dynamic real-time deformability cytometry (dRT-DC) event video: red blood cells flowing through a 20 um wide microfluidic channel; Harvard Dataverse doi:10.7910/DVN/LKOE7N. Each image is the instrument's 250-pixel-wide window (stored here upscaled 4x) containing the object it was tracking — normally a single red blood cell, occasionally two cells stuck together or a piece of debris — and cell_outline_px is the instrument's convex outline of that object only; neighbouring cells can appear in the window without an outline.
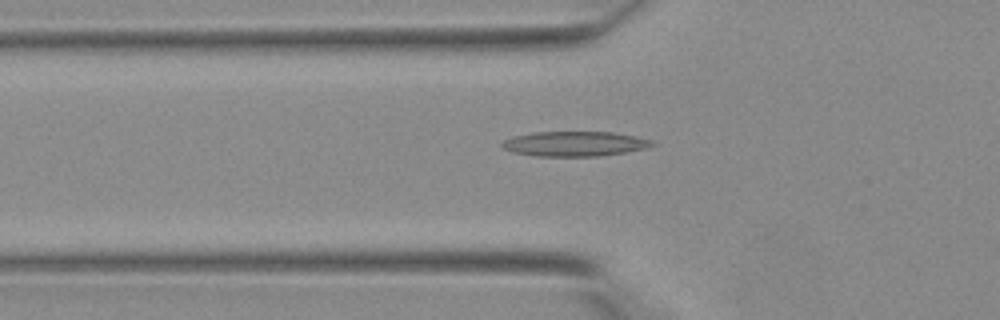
{"species": "Egyptian fruit bat (a non-hibernating species)", "species_latin": "Rousettus aegyptiacus", "temperature_condition": "warm", "stored_images_in_passage": 37, "camera_frame_rate_fps": 3000, "um_per_image_px": 0.085, "animal": {"sex": "female"}, "frame": {"image": 1, "passage_image": 10, "time_ms": 3.0, "image_size_px": [1000, 320], "cell_outline_px": [[656, 144], [648, 148], [600, 156], [536, 156], [512, 152], [504, 148], [500, 144], [504, 140], [516, 136], [536, 132], [612, 132], [652, 140]], "centroid_in_image_um": [48.86, 12.23], "position_along_channel_um": 76.9, "area_um2": 21.56}}
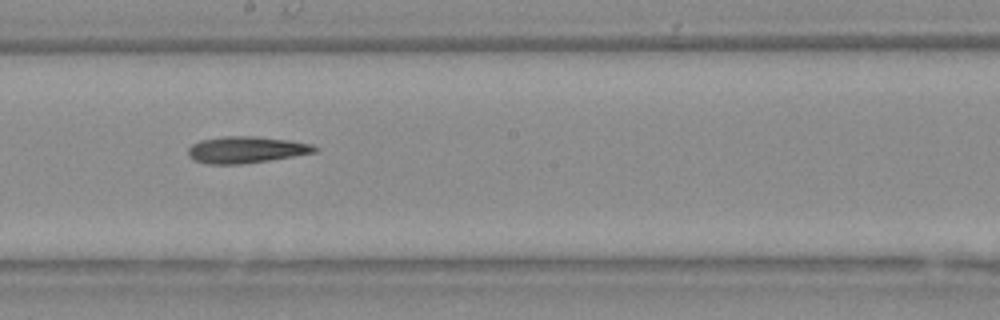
{"frame": {"image": 2, "passage_image": 19, "time_ms": 6.0, "image_size_px": [1000, 320], "cell_outline_px": [[316, 152], [268, 160], [240, 164], [204, 164], [192, 160], [188, 156], [188, 148], [192, 144], [200, 140], [224, 136], [252, 136], [288, 140], [312, 144], [316, 148]], "centroid_in_image_um": [20.84, 12.73], "position_along_channel_um": 227.4, "area_um2": 19.54}}
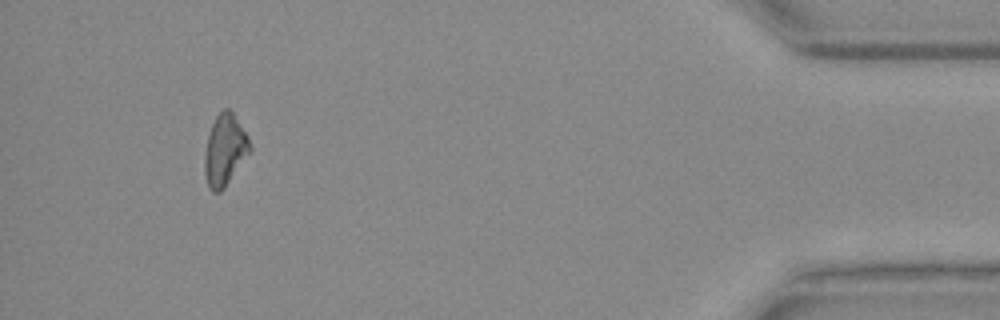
{"frame": {"image": 3, "passage_image": 34, "time_ms": 11.0, "image_size_px": [1000, 320], "cell_outline_px": [[252, 152], [224, 188], [220, 192], [212, 192], [208, 184], [204, 172], [204, 156], [208, 136], [212, 124], [216, 116], [224, 108], [228, 108], [232, 112], [248, 136], [252, 144]], "centroid_in_image_um": [19.14, 12.77], "position_along_channel_um": 416.1, "area_um2": 18.96}}